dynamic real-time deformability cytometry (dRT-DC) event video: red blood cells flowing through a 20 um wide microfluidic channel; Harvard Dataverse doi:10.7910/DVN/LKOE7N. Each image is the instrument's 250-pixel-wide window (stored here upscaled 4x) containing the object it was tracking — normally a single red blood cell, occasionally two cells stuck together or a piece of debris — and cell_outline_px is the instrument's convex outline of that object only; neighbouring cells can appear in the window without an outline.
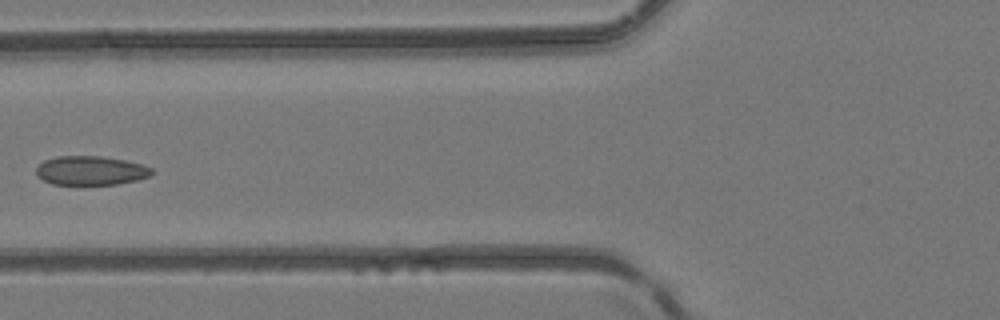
{"species": "common noctule bat (a hibernating species)", "species_latin": "Nyctalus noctula", "temperature_condition": "room temperature", "stored_images_in_passage": 6, "camera_frame_rate_fps": 3000, "um_per_image_px": 0.085, "animal": {"sex": "female", "body_mass_g": 24.6, "forearm_length_mm": 56.2}, "frame": {"image": 1, "passage_image": 6, "time_ms": 5.667, "image_size_px": [1000, 320], "cell_outline_px": [[156, 172], [148, 176], [136, 180], [116, 184], [52, 184], [44, 180], [36, 172], [36, 168], [44, 160], [56, 156], [100, 156], [124, 160], [140, 164], [152, 168]], "centroid_in_image_um": [7.72, 14.49], "position_along_channel_um": 118.1, "area_um2": 19.36}}